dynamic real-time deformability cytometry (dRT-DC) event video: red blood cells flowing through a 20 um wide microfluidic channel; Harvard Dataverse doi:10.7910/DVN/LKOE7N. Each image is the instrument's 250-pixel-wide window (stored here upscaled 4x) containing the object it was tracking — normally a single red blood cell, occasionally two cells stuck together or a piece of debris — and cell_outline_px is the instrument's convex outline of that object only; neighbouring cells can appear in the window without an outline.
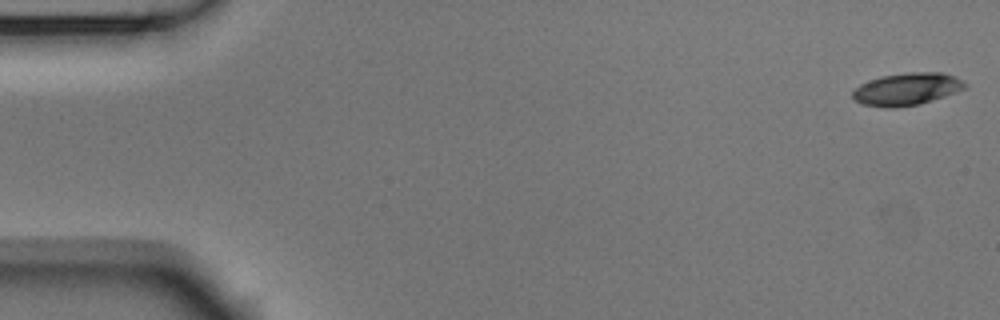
{"species": "Egyptian fruit bat (a non-hibernating species)", "species_latin": "Rousettus aegyptiacus", "temperature_condition": "room temperature", "stored_images_in_passage": 54, "camera_frame_rate_fps": 3000, "um_per_image_px": 0.085, "animal": {"sex": "male"}, "frame": {"image": 1, "passage_image": 1, "time_ms": 0.0, "image_size_px": [1000, 320], "cell_outline_px": [[968, 84], [964, 88], [944, 96], [920, 104], [896, 108], [884, 108], [860, 104], [852, 96], [852, 92], [860, 84], [880, 76], [908, 72], [940, 72], [956, 76]], "centroid_in_image_um": [77.06, 7.57], "position_along_channel_um": 7.9, "area_um2": 21.27}}
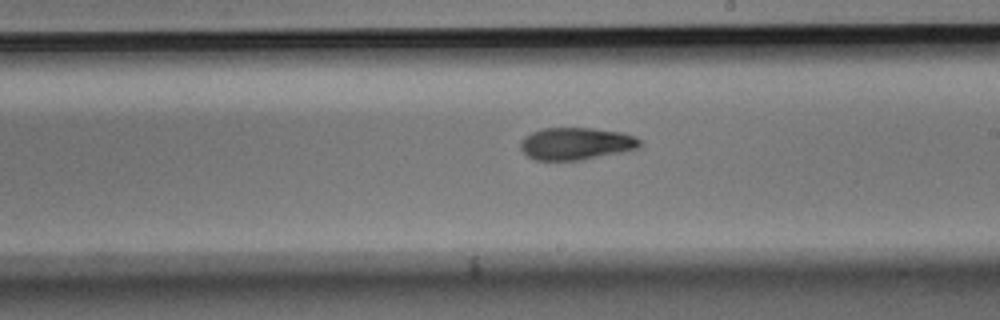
{"frame": {"image": 2, "passage_image": 31, "time_ms": 10.0, "image_size_px": [1000, 320], "cell_outline_px": [[640, 148], [580, 160], [536, 160], [528, 156], [520, 148], [520, 140], [524, 136], [532, 132], [544, 128], [592, 128], [624, 132], [636, 136], [640, 140]], "centroid_in_image_um": [48.97, 12.2], "position_along_channel_um": 240.0, "area_um2": 22.48}}
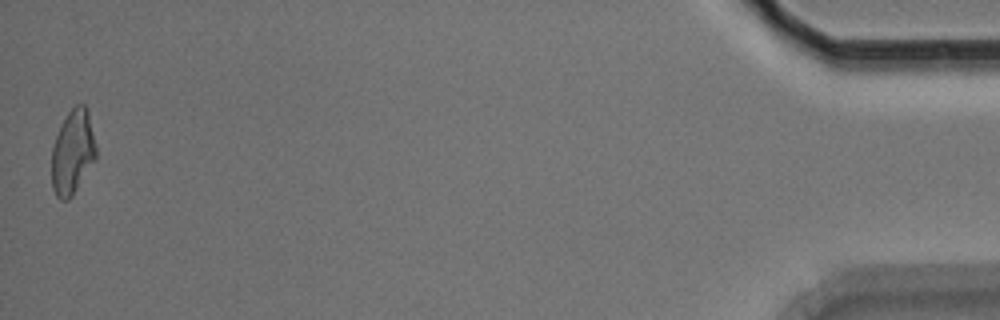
{"frame": {"image": 3, "passage_image": 54, "time_ms": 17.667, "image_size_px": [1000, 320], "cell_outline_px": [[96, 160], [72, 196], [68, 200], [60, 200], [56, 196], [52, 188], [52, 148], [56, 136], [68, 112], [76, 104], [84, 104], [88, 108], [96, 144]], "centroid_in_image_um": [6.2, 12.94], "position_along_channel_um": 429.0, "area_um2": 21.96}, "authors_computed_cell_mechanics": {"area_um2": 21.8195, "velocity_mm_per_s": 3.6864, "shape_relaxation_time_tau1_ms": 3.8279, "shape_relaxation_time_tau2_ms": 4.252, "deformation_change_tau1": 0.1725, "deformation_change_tau2": 0.1179}}